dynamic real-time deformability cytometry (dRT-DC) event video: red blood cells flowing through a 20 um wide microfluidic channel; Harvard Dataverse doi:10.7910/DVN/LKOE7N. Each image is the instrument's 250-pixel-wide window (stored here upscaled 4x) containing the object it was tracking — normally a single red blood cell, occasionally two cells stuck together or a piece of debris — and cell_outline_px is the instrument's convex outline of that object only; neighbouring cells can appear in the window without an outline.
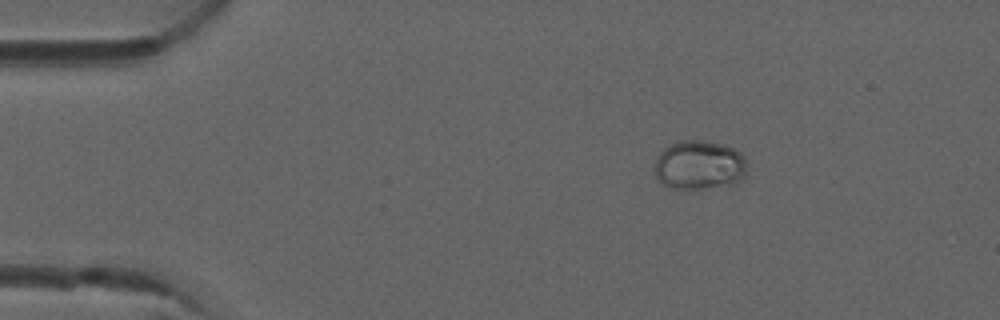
{"species": "common noctule bat (a hibernating species)", "species_latin": "Nyctalus noctula", "temperature_condition": "room temperature", "stored_images_in_passage": 4, "camera_frame_rate_fps": 3000, "um_per_image_px": 0.085, "animal": {"sex": "male", "forearm_length_mm": 52.5}, "frame": {"image": 1, "passage_image": 1, "time_ms": 0.0, "image_size_px": [1000, 320], "cell_outline_px": [[744, 176], [740, 180], [732, 184], [700, 188], [668, 188], [656, 176], [656, 160], [660, 152], [664, 148], [676, 140], [700, 140], [724, 144], [732, 148], [744, 160]], "centroid_in_image_um": [59.39, 14.01], "position_along_channel_um": 25.6, "area_um2": 25.89}}